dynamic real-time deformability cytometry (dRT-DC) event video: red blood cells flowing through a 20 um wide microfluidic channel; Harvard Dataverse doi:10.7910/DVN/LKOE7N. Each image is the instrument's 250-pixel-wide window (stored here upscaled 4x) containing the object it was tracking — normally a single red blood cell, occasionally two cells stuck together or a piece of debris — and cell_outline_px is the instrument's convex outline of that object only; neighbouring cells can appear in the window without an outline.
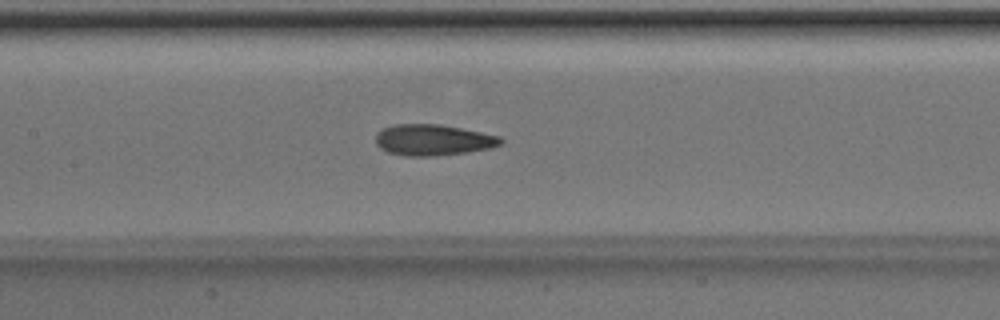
{"species": "Egyptian fruit bat (a non-hibernating species)", "species_latin": "Rousettus aegyptiacus", "temperature_condition": "room temperature", "stored_images_in_passage": 38, "camera_frame_rate_fps": 3000, "um_per_image_px": 0.085, "animal": {"sex": "male"}, "frame": {"image": 1, "passage_image": 11, "time_ms": 3.333, "image_size_px": [1000, 320], "cell_outline_px": [[504, 140], [500, 144], [488, 148], [468, 152], [432, 156], [404, 156], [388, 152], [380, 148], [376, 144], [376, 132], [380, 128], [392, 124], [436, 124], [460, 128], [500, 136]], "centroid_in_image_um": [36.74, 11.89], "position_along_channel_um": 170.7, "area_um2": 22.66}}
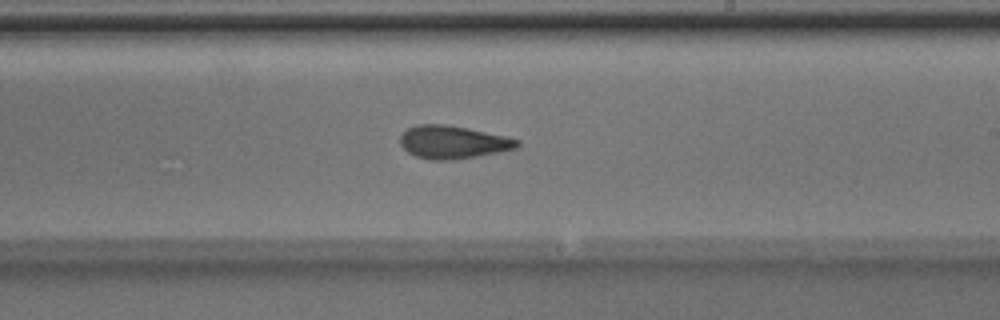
{"frame": {"image": 2, "passage_image": 17, "time_ms": 5.333, "image_size_px": [1000, 320], "cell_outline_px": [[520, 144], [516, 148], [476, 156], [452, 160], [428, 160], [416, 156], [408, 152], [400, 144], [400, 136], [408, 128], [416, 124], [444, 124], [468, 128], [504, 136], [520, 140]], "centroid_in_image_um": [38.46, 12.08], "position_along_channel_um": 250.5, "area_um2": 22.31}}
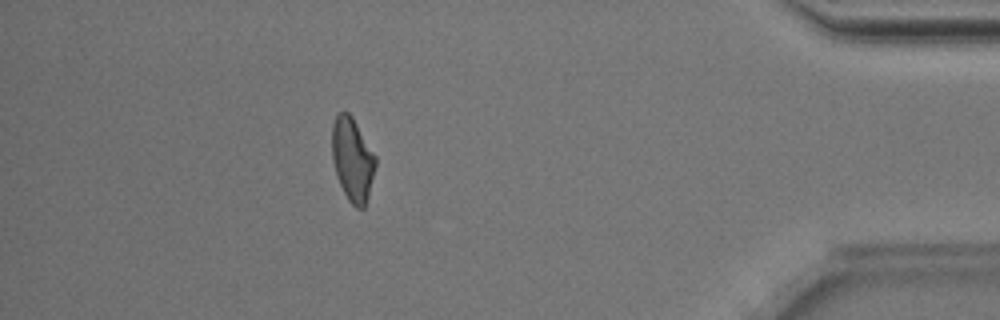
{"frame": {"image": 3, "passage_image": 32, "time_ms": 10.333, "image_size_px": [1000, 320], "cell_outline_px": [[376, 164], [368, 196], [364, 208], [356, 208], [348, 200], [336, 176], [332, 160], [332, 124], [336, 116], [340, 112], [348, 112], [352, 116], [376, 156]], "centroid_in_image_um": [29.95, 13.55], "position_along_channel_um": 405.3, "area_um2": 21.1}, "authors_computed_cell_mechanics": {"area_um2": 21.8195, "velocity_mm_per_s": 4.0199, "shape_relaxation_time_tau1_ms": 4.8915, "shape_relaxation_time_tau2_ms": 2.4014, "deformation_change_tau1": 0.1508, "deformation_change_tau2": 0.099}}